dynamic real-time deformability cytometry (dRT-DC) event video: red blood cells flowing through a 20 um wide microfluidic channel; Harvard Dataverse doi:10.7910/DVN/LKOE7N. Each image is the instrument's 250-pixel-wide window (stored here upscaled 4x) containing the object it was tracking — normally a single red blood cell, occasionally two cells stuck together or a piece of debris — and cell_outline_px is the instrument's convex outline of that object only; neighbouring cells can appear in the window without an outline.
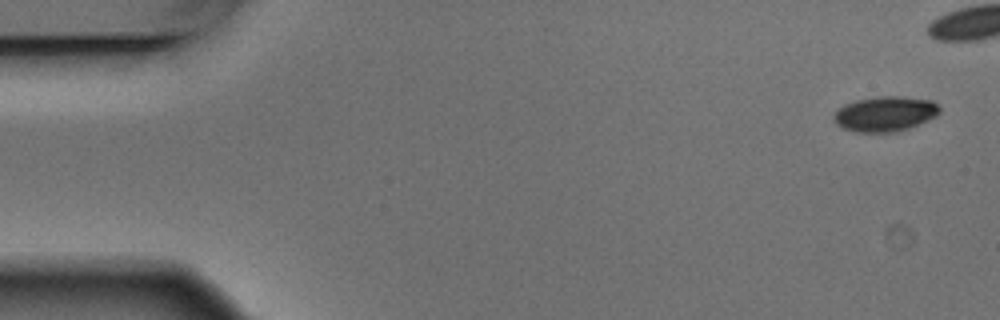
{"species": "Egyptian fruit bat (a non-hibernating species)", "species_latin": "Rousettus aegyptiacus", "temperature_condition": "warm", "stored_images_in_passage": 7, "camera_frame_rate_fps": 3000, "um_per_image_px": 0.085, "animal": {"sex": "male"}, "frame": {"image": 1, "passage_image": 1, "time_ms": 0.0, "image_size_px": [1000, 320], "cell_outline_px": [[940, 112], [936, 116], [928, 120], [908, 128], [896, 132], [852, 132], [836, 124], [832, 120], [832, 116], [844, 104], [856, 100], [880, 96], [900, 96], [932, 100], [940, 108]], "centroid_in_image_um": [75.21, 9.68], "position_along_channel_um": 9.8, "area_um2": 21.68}}
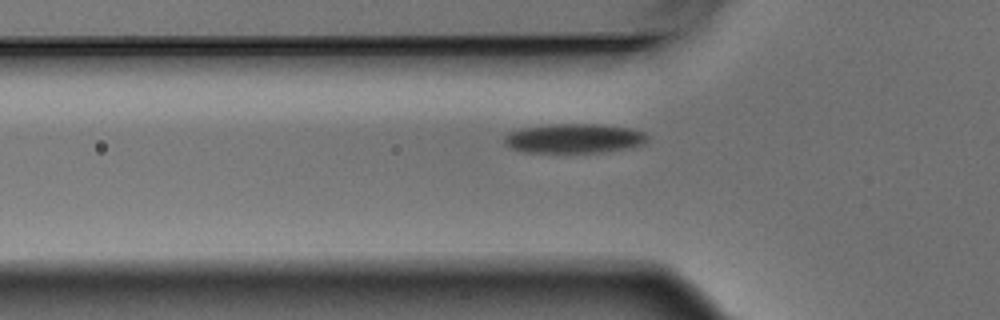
{"frame": {"image": 2, "passage_image": 6, "time_ms": 1.667, "image_size_px": [1000, 320], "cell_outline_px": [[648, 136], [644, 144], [624, 148], [600, 152], [524, 152], [512, 148], [504, 144], [504, 136], [520, 128], [552, 124], [596, 124], [632, 128], [644, 132]], "centroid_in_image_um": [48.79, 11.75], "position_along_channel_um": 77.0, "area_um2": 24.33}}
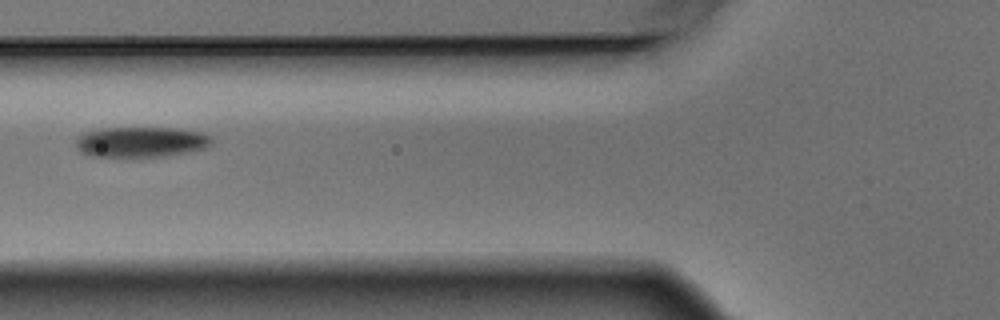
{"frame": {"image": 3, "passage_image": 7, "time_ms": 2.0, "image_size_px": [1000, 320], "cell_outline_px": [[212, 140], [208, 148], [188, 152], [164, 156], [92, 156], [80, 152], [76, 148], [76, 140], [84, 132], [100, 128], [172, 128], [200, 132], [212, 136]], "centroid_in_image_um": [11.99, 12.06], "position_along_channel_um": 113.8, "area_um2": 23.99}}